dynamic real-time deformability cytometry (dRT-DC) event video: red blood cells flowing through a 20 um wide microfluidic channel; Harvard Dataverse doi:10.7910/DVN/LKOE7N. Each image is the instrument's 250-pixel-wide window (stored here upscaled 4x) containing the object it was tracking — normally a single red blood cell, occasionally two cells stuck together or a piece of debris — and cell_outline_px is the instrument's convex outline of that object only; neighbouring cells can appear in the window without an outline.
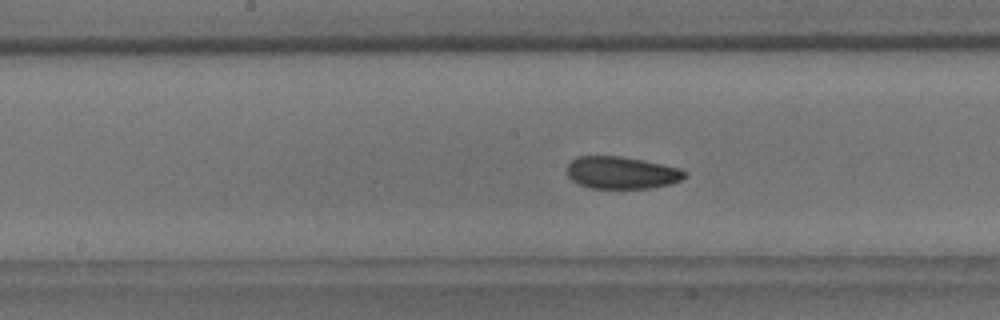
{"species": "common noctule bat (a hibernating species)", "species_latin": "Nyctalus noctula", "temperature_condition": "room temperature", "stored_images_in_passage": 41, "camera_frame_rate_fps": 3000, "um_per_image_px": 0.085, "animal": {"sex": "male", "body_mass_g": 18.8}, "frame": {"image": 1, "passage_image": 13, "time_ms": 4.0, "image_size_px": [1000, 320], "cell_outline_px": [[688, 176], [680, 180], [668, 184], [648, 188], [592, 188], [580, 184], [572, 180], [568, 176], [568, 164], [576, 156], [620, 156], [644, 160], [680, 168], [688, 172]], "centroid_in_image_um": [52.86, 14.67], "position_along_channel_um": 195.3, "area_um2": 22.08}}
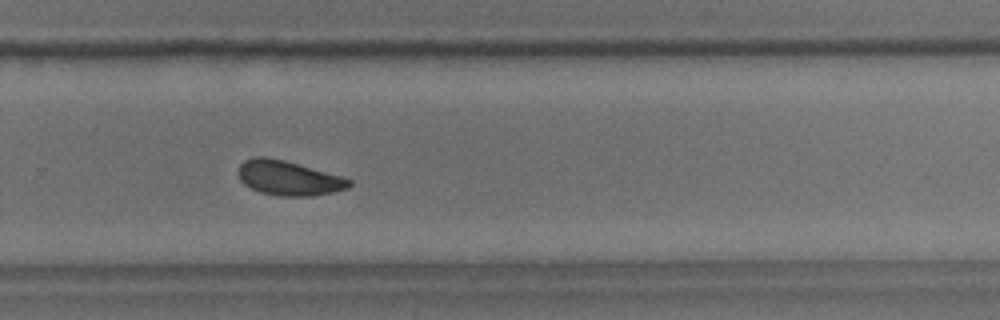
{"frame": {"image": 2, "passage_image": 22, "time_ms": 7.0, "image_size_px": [1000, 320], "cell_outline_px": [[352, 184], [348, 188], [332, 192], [312, 196], [280, 196], [260, 192], [244, 184], [240, 180], [236, 172], [240, 164], [244, 160], [256, 156], [264, 156], [284, 160], [344, 176], [352, 180]], "centroid_in_image_um": [24.53, 15.12], "position_along_channel_um": 305.3, "area_um2": 22.6}}
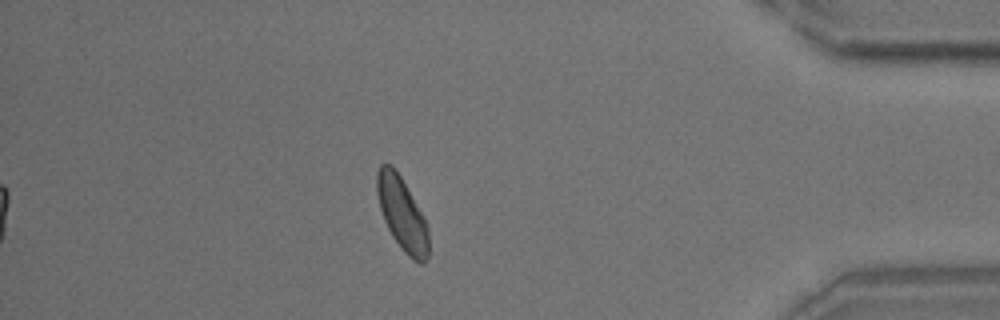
{"frame": {"image": 3, "passage_image": 33, "time_ms": 10.667, "image_size_px": [1000, 320], "cell_outline_px": [[428, 260], [424, 264], [420, 264], [412, 260], [400, 248], [392, 236], [384, 220], [380, 208], [376, 192], [376, 172], [380, 164], [392, 164], [396, 168], [424, 216], [428, 224]], "centroid_in_image_um": [34.18, 18.18], "position_along_channel_um": 401.0, "area_um2": 22.43}, "authors_computed_cell_mechanics": {"area_um2": 22.4264, "velocity_mm_per_s": 3.6694, "shape_relaxation_time_tau1_ms": 6.684, "shape_relaxation_time_tau2_ms": 2.617, "deformation_change_tau1": 0.131, "deformation_change_tau2": 0.0709}}